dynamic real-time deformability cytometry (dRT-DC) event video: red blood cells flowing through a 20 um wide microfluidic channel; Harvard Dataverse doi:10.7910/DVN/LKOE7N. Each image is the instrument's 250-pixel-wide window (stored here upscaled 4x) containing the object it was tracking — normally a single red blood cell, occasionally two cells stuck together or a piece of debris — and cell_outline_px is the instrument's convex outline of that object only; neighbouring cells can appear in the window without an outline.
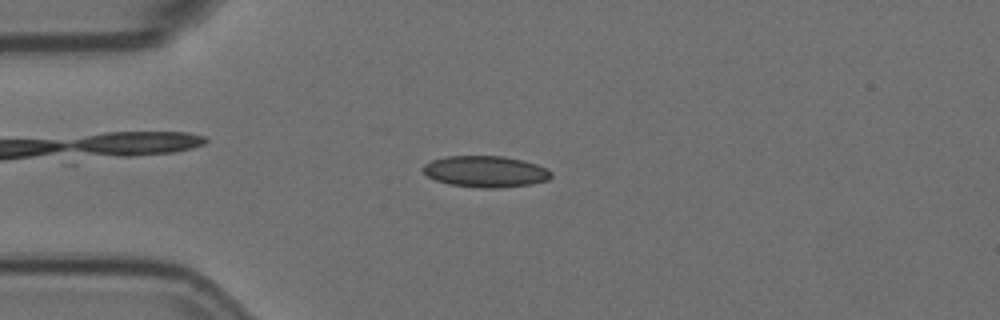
{"species": "Egyptian fruit bat (a non-hibernating species)", "species_latin": "Rousettus aegyptiacus", "temperature_condition": "room temperature", "stored_images_in_passage": 56, "camera_frame_rate_fps": 3000, "um_per_image_px": 0.085, "animal": {"sex": "female"}, "frame": {"image": 1, "passage_image": 13, "time_ms": 4.0, "image_size_px": [1000, 320], "cell_outline_px": [[552, 176], [548, 180], [532, 184], [500, 188], [476, 188], [448, 184], [436, 180], [428, 176], [420, 168], [424, 164], [432, 160], [444, 156], [504, 156], [524, 160], [548, 168], [552, 172]], "centroid_in_image_um": [41.28, 14.58], "position_along_channel_um": 43.7, "area_um2": 23.76}}
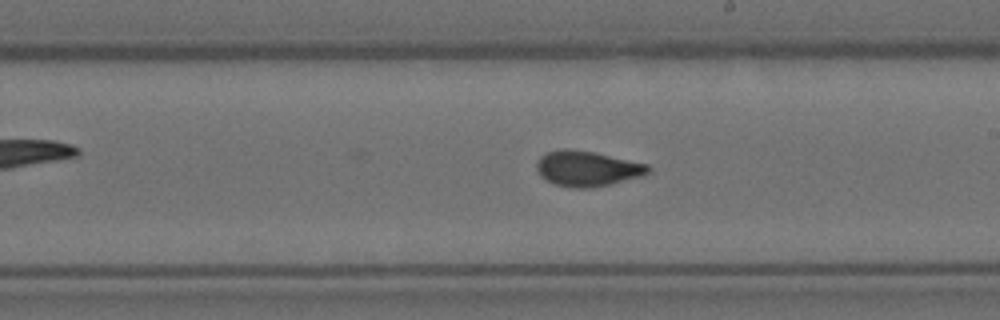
{"frame": {"image": 2, "passage_image": 31, "time_ms": 10.0, "image_size_px": [1000, 320], "cell_outline_px": [[652, 172], [644, 176], [612, 184], [588, 188], [572, 188], [552, 184], [544, 180], [540, 176], [536, 168], [536, 164], [540, 156], [548, 152], [560, 148], [568, 148], [592, 152], [648, 164], [652, 168]], "centroid_in_image_um": [49.92, 14.34], "position_along_channel_um": 239.1, "area_um2": 23.35}}
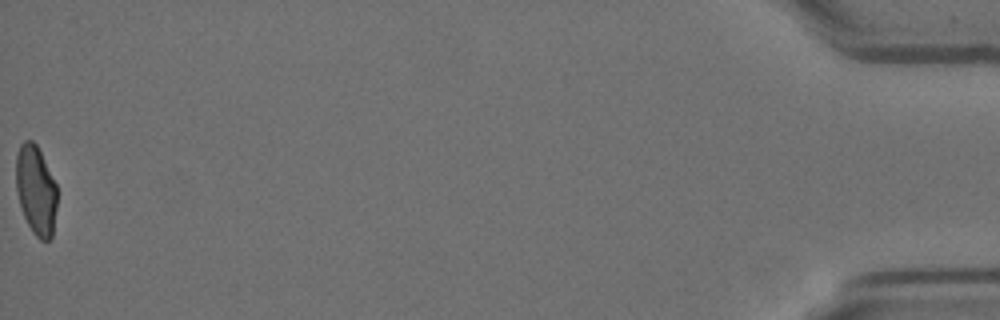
{"frame": {"image": 3, "passage_image": 56, "time_ms": 18.333, "image_size_px": [1000, 320], "cell_outline_px": [[56, 208], [52, 236], [48, 240], [40, 240], [32, 232], [24, 216], [16, 192], [16, 156], [20, 144], [24, 140], [32, 140], [36, 144], [56, 184]], "centroid_in_image_um": [3.04, 16.16], "position_along_channel_um": 432.2, "area_um2": 21.21}, "authors_computed_cell_mechanics": {"area_um2": 22.5131, "velocity_mm_per_s": 3.5618, "shape_relaxation_time_tau1_ms": 7.341, "shape_relaxation_time_tau2_ms": 0.7542, "deformation_change_tau1": 0.1688, "deformation_change_tau2": 0.0686}}